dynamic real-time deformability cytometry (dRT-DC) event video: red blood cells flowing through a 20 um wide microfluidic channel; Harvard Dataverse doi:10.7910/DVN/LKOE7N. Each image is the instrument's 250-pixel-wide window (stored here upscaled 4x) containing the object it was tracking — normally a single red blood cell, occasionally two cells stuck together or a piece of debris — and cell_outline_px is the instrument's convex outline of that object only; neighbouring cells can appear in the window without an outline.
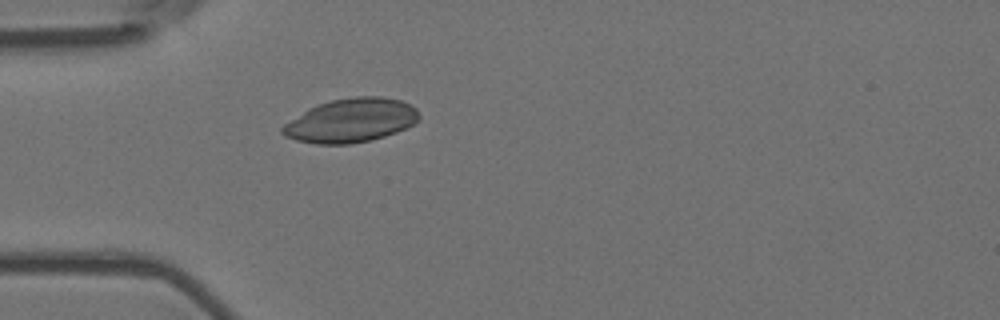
{"species": "Egyptian fruit bat (a non-hibernating species)", "species_latin": "Rousettus aegyptiacus", "temperature_condition": "room temperature", "stored_images_in_passage": 5, "camera_frame_rate_fps": 3000, "um_per_image_px": 0.085, "animal": {"sex": "female"}, "frame": {"image": 1, "passage_image": 5, "time_ms": 1.333, "image_size_px": [1000, 320], "cell_outline_px": [[420, 120], [396, 132], [372, 140], [348, 144], [316, 144], [296, 140], [284, 136], [280, 132], [280, 128], [284, 124], [308, 108], [332, 100], [356, 96], [380, 96], [400, 100], [416, 108], [420, 116]], "centroid_in_image_um": [29.81, 10.24], "position_along_channel_um": 55.2, "area_um2": 34.85}}